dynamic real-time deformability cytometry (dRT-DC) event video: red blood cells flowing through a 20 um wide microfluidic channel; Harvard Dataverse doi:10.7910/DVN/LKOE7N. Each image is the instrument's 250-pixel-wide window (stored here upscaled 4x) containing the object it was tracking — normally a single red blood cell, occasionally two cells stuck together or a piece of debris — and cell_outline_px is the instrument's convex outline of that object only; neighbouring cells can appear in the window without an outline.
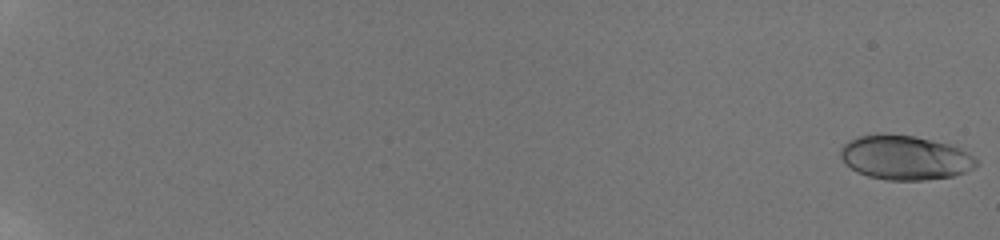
{"species": "human", "species_latin": "Homo sapiens", "temperature_condition": "room temperature", "stored_images_in_passage": 59, "camera_frame_rate_fps": 3000, "um_per_image_px": 0.085, "donor": {"sex": "male"}, "frame": {"image": 1, "passage_image": 1, "time_ms": 0.0, "image_size_px": [1000, 240], "cell_outline_px": [[980, 164], [964, 172], [952, 176], [924, 180], [888, 180], [868, 176], [856, 172], [844, 164], [840, 156], [840, 148], [848, 140], [856, 136], [876, 132], [888, 132], [912, 136], [948, 144], [960, 148], [968, 152]], "centroid_in_image_um": [76.85, 13.37], "position_along_channel_um": 8.1, "area_um2": 35.55}}
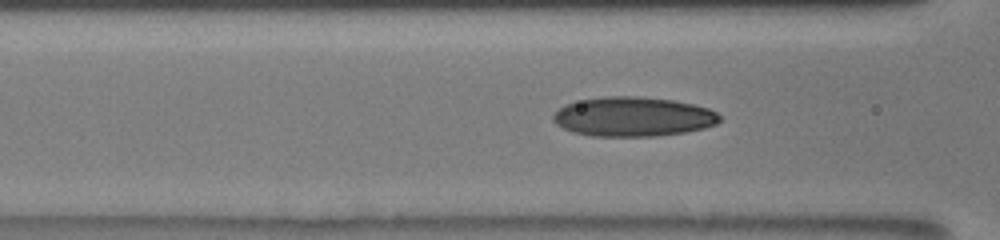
{"frame": {"image": 2, "passage_image": 29, "time_ms": 9.333, "image_size_px": [1000, 240], "cell_outline_px": [[720, 120], [716, 124], [704, 128], [684, 132], [656, 136], [592, 136], [572, 132], [556, 124], [552, 120], [552, 116], [564, 104], [604, 96], [640, 96], [672, 100], [692, 104], [708, 108], [716, 112], [720, 116]], "centroid_in_image_um": [53.8, 9.92], "position_along_channel_um": 112.8, "area_um2": 38.21}}
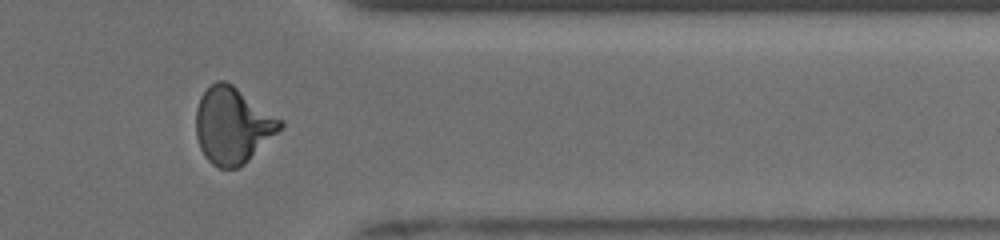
{"frame": {"image": 3, "passage_image": 51, "time_ms": 16.667, "image_size_px": [1000, 240], "cell_outline_px": [[284, 124], [244, 164], [236, 168], [220, 168], [212, 164], [204, 156], [200, 148], [196, 136], [196, 108], [200, 96], [216, 80], [224, 80], [232, 84], [284, 120]], "centroid_in_image_um": [19.75, 10.64], "position_along_channel_um": 391.7, "area_um2": 37.17}, "authors_computed_cell_mechanics": {"area_um2": 35.547, "velocity_mm_per_s": 3.857, "shape_relaxation_time_tau1_ms": 6.1188, "shape_relaxation_time_tau2_ms": 0.956, "deformation_change_tau1": 0.1969, "deformation_change_tau2": 0.0676}}